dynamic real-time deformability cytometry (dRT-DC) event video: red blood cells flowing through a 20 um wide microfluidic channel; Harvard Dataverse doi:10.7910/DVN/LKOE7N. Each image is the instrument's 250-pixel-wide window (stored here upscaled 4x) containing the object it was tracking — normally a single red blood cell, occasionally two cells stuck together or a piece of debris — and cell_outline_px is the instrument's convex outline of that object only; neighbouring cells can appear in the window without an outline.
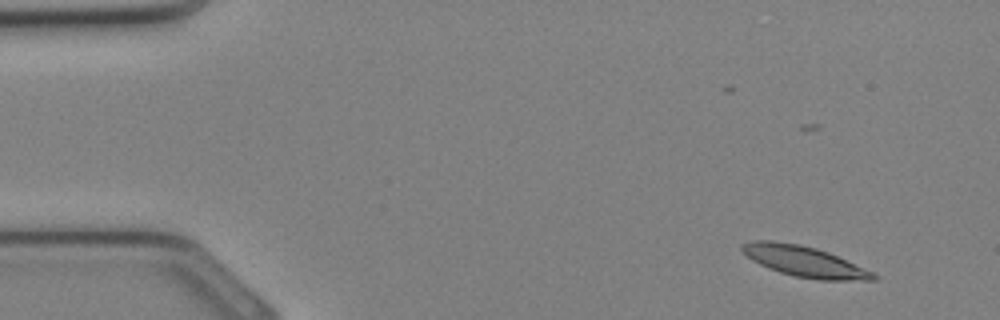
{"species": "Egyptian fruit bat (a non-hibernating species)", "species_latin": "Rousettus aegyptiacus", "temperature_condition": "cold", "stored_images_in_passage": 34, "camera_frame_rate_fps": 3000, "um_per_image_px": 0.085, "animal": {"sex": "female"}, "frame": {"image": 1, "passage_image": 3, "time_ms": 0.667, "image_size_px": [1000, 320], "cell_outline_px": [[880, 276], [876, 280], [820, 280], [796, 276], [780, 272], [768, 268], [752, 260], [740, 248], [740, 244], [752, 240], [772, 240], [800, 244], [816, 248], [828, 252], [872, 272]], "centroid_in_image_um": [68.34, 22.21], "position_along_channel_um": 16.7, "area_um2": 23.29}}
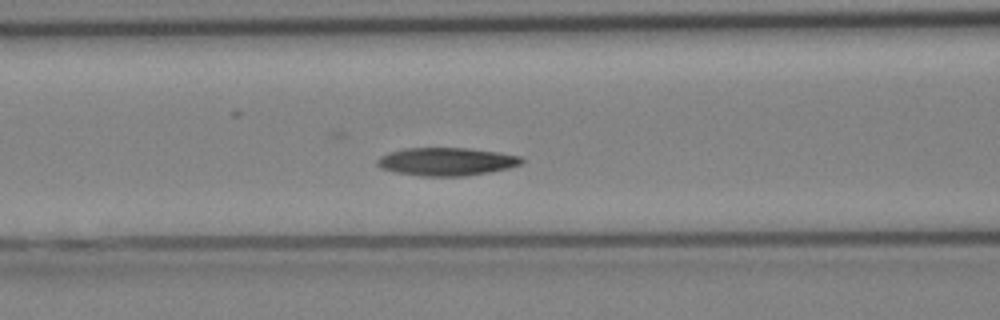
{"frame": {"image": 2, "passage_image": 14, "time_ms": 4.333, "image_size_px": [1000, 320], "cell_outline_px": [[524, 160], [520, 164], [508, 168], [488, 172], [464, 176], [420, 176], [396, 172], [380, 168], [376, 164], [376, 160], [380, 156], [388, 152], [404, 148], [468, 148], [500, 152], [520, 156]], "centroid_in_image_um": [37.92, 13.73], "position_along_channel_um": 128.7, "area_um2": 23.64}}
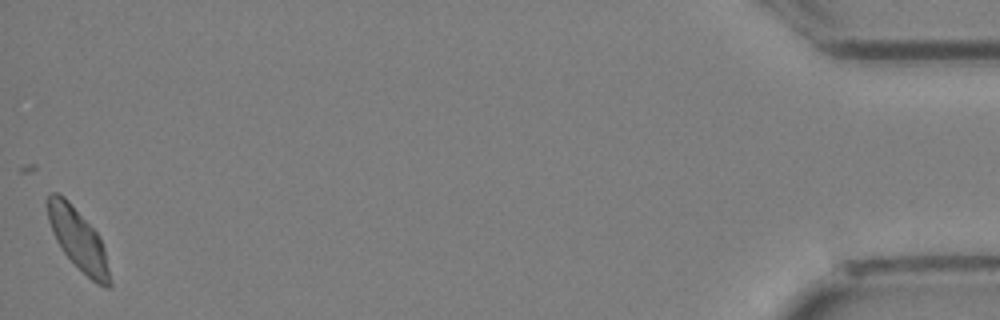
{"frame": {"image": 3, "passage_image": 34, "time_ms": 11.0, "image_size_px": [1000, 320], "cell_outline_px": [[112, 284], [108, 288], [96, 284], [64, 252], [56, 240], [48, 220], [48, 192], [56, 192], [64, 196], [68, 200], [100, 236], [104, 248]], "centroid_in_image_um": [6.66, 20.34], "position_along_channel_um": 428.5, "area_um2": 21.73}}